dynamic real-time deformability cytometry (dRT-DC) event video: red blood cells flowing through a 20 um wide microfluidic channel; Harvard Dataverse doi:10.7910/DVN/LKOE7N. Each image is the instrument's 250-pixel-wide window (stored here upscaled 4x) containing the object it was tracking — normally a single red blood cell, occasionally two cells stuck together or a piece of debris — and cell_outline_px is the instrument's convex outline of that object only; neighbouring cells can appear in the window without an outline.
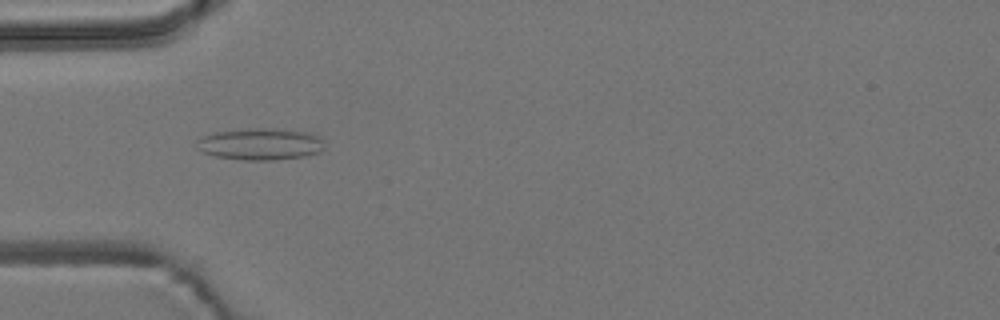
{"species": "common noctule bat (a hibernating species)", "species_latin": "Nyctalus noctula", "temperature_condition": "room temperature", "stored_images_in_passage": 39, "camera_frame_rate_fps": 3000, "um_per_image_px": 0.085, "animal": {"sex": "male", "body_mass_g": 19.2, "forearm_length_mm": 51.8}, "frame": {"image": 1, "passage_image": 1, "time_ms": 0.0, "image_size_px": [1000, 320], "cell_outline_px": [[324, 148], [320, 152], [304, 156], [276, 160], [244, 160], [216, 156], [204, 152], [196, 148], [196, 140], [200, 136], [216, 132], [248, 128], [276, 128], [304, 132], [316, 136], [320, 140]], "centroid_in_image_um": [22.07, 12.24], "position_along_channel_um": 62.9, "area_um2": 23.58}}
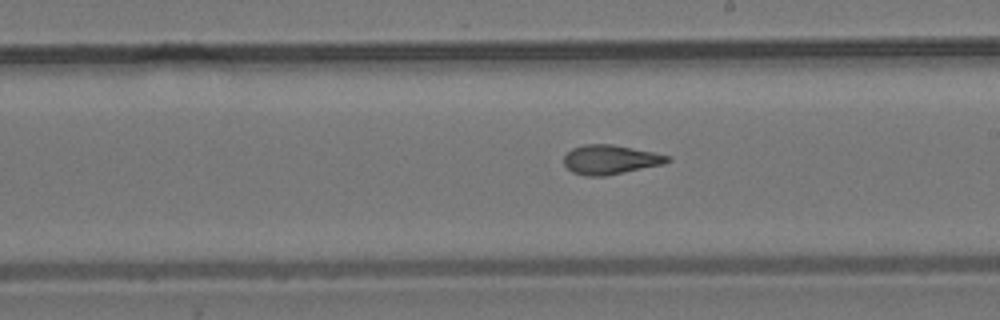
{"frame": {"image": 2, "passage_image": 15, "time_ms": 4.667, "image_size_px": [1000, 320], "cell_outline_px": [[672, 160], [664, 164], [604, 176], [584, 176], [572, 172], [564, 164], [564, 156], [572, 148], [584, 144], [612, 144], [672, 156]], "centroid_in_image_um": [51.88, 13.57], "position_along_channel_um": 237.1, "area_um2": 17.69}}
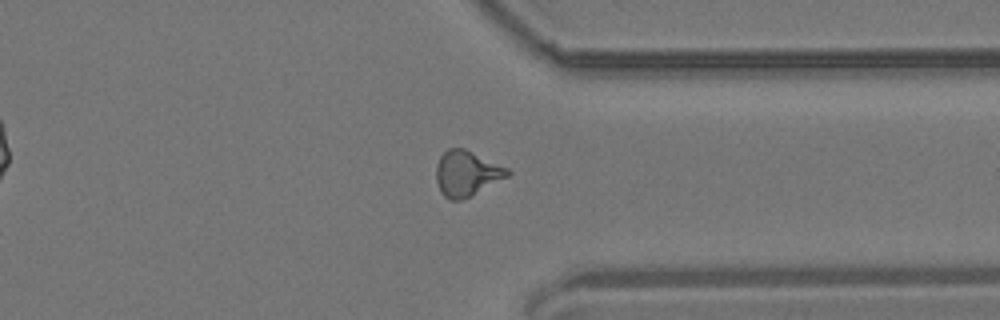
{"frame": {"image": 3, "passage_image": 26, "time_ms": 8.333, "image_size_px": [1000, 320], "cell_outline_px": [[512, 172], [508, 176], [460, 200], [452, 200], [444, 196], [440, 192], [436, 180], [436, 164], [440, 156], [448, 148], [464, 148], [508, 168]], "centroid_in_image_um": [39.63, 14.72], "position_along_channel_um": 371.8, "area_um2": 18.55}, "authors_computed_cell_mechanics": {"area_um2": 17.6868, "velocity_mm_per_s": 3.7465, "shape_relaxation_time_tau1_ms": null, "shape_relaxation_time_tau2_ms": 1.9261, "deformation_change_tau1": null, "deformation_change_tau2": 0.0974}}